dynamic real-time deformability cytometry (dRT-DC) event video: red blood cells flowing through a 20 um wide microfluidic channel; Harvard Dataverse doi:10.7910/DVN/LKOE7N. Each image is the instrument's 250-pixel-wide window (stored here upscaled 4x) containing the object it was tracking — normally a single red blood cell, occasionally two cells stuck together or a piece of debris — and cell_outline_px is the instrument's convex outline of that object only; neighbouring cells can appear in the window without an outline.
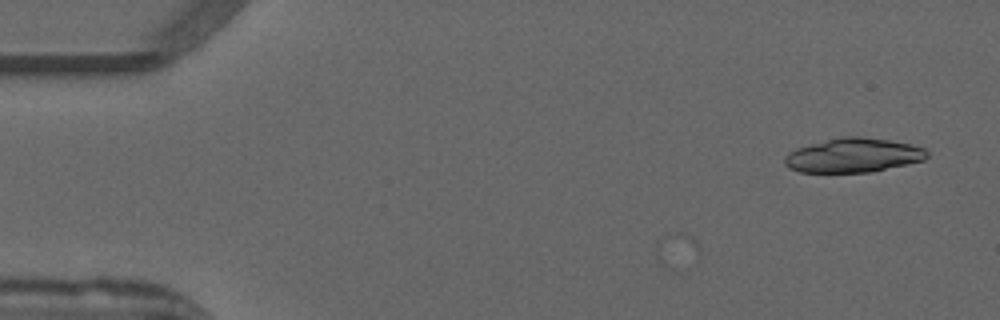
{"species": "common noctule bat (a hibernating species)", "species_latin": "Nyctalus noctula", "temperature_condition": "warm", "stored_images_in_passage": 8, "camera_frame_rate_fps": 3000, "um_per_image_px": 0.085, "animal": {"sex": "male", "forearm_length_mm": 52.5}, "frame": {"image": 1, "passage_image": 8, "time_ms": 2.333, "image_size_px": [1000, 320], "cell_outline_px": [[928, 156], [924, 160], [872, 172], [800, 172], [788, 168], [784, 164], [784, 156], [788, 152], [796, 148], [844, 136], [860, 136], [888, 140], [908, 144], [924, 148], [928, 152]], "centroid_in_image_um": [72.51, 13.21], "position_along_channel_um": 12.5, "area_um2": 28.21}}